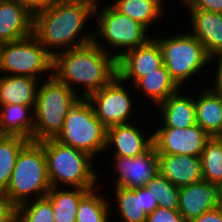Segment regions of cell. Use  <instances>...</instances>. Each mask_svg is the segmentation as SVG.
<instances>
[{
	"label": "cell",
	"instance_id": "6da1fadb",
	"mask_svg": "<svg viewBox=\"0 0 222 222\" xmlns=\"http://www.w3.org/2000/svg\"><path fill=\"white\" fill-rule=\"evenodd\" d=\"M96 3L97 0H64L46 4L33 17V35L52 56L93 42L94 31H82L87 20L95 16Z\"/></svg>",
	"mask_w": 222,
	"mask_h": 222
},
{
	"label": "cell",
	"instance_id": "7a4b0ae2",
	"mask_svg": "<svg viewBox=\"0 0 222 222\" xmlns=\"http://www.w3.org/2000/svg\"><path fill=\"white\" fill-rule=\"evenodd\" d=\"M52 75L80 98L87 99L117 76V60L93 41L56 53L53 56ZM81 85L82 94L76 91Z\"/></svg>",
	"mask_w": 222,
	"mask_h": 222
},
{
	"label": "cell",
	"instance_id": "3957f363",
	"mask_svg": "<svg viewBox=\"0 0 222 222\" xmlns=\"http://www.w3.org/2000/svg\"><path fill=\"white\" fill-rule=\"evenodd\" d=\"M43 149L51 187L61 188L64 185L67 188L82 189L97 187L99 172L93 168L91 161L95 159L92 156L62 144L55 138L43 140Z\"/></svg>",
	"mask_w": 222,
	"mask_h": 222
},
{
	"label": "cell",
	"instance_id": "277c9868",
	"mask_svg": "<svg viewBox=\"0 0 222 222\" xmlns=\"http://www.w3.org/2000/svg\"><path fill=\"white\" fill-rule=\"evenodd\" d=\"M50 188L43 141H29L19 152L10 182L2 194L17 207L31 196L32 200L45 197Z\"/></svg>",
	"mask_w": 222,
	"mask_h": 222
},
{
	"label": "cell",
	"instance_id": "5b68a950",
	"mask_svg": "<svg viewBox=\"0 0 222 222\" xmlns=\"http://www.w3.org/2000/svg\"><path fill=\"white\" fill-rule=\"evenodd\" d=\"M40 83L34 108V142L56 138L63 128L68 111L80 99L53 75Z\"/></svg>",
	"mask_w": 222,
	"mask_h": 222
},
{
	"label": "cell",
	"instance_id": "8992f818",
	"mask_svg": "<svg viewBox=\"0 0 222 222\" xmlns=\"http://www.w3.org/2000/svg\"><path fill=\"white\" fill-rule=\"evenodd\" d=\"M182 32L162 38L152 36L161 48L169 75L181 89L188 83L186 81L199 75L198 72H205L202 70L212 63L202 43L188 31Z\"/></svg>",
	"mask_w": 222,
	"mask_h": 222
},
{
	"label": "cell",
	"instance_id": "52a82bcc",
	"mask_svg": "<svg viewBox=\"0 0 222 222\" xmlns=\"http://www.w3.org/2000/svg\"><path fill=\"white\" fill-rule=\"evenodd\" d=\"M98 1L94 8V15L97 16L96 22L98 24L96 26L97 31H94V42L116 60L127 51L144 45L152 38L150 34H147L150 31L143 25L128 16L120 14L110 4L98 9L100 8ZM99 39L108 44L107 49L103 46L104 42Z\"/></svg>",
	"mask_w": 222,
	"mask_h": 222
},
{
	"label": "cell",
	"instance_id": "ba28073f",
	"mask_svg": "<svg viewBox=\"0 0 222 222\" xmlns=\"http://www.w3.org/2000/svg\"><path fill=\"white\" fill-rule=\"evenodd\" d=\"M107 128L99 121L92 104L80 98L68 111L63 128L55 138L95 159L105 153Z\"/></svg>",
	"mask_w": 222,
	"mask_h": 222
},
{
	"label": "cell",
	"instance_id": "9c48e42d",
	"mask_svg": "<svg viewBox=\"0 0 222 222\" xmlns=\"http://www.w3.org/2000/svg\"><path fill=\"white\" fill-rule=\"evenodd\" d=\"M52 64L53 56L33 34L0 44V71L6 73L4 75L41 79V74L47 73L51 77Z\"/></svg>",
	"mask_w": 222,
	"mask_h": 222
},
{
	"label": "cell",
	"instance_id": "30bf717a",
	"mask_svg": "<svg viewBox=\"0 0 222 222\" xmlns=\"http://www.w3.org/2000/svg\"><path fill=\"white\" fill-rule=\"evenodd\" d=\"M126 83L116 76L109 84L91 94L87 100L92 104L99 121L106 127L132 123L133 100ZM129 92V93H128Z\"/></svg>",
	"mask_w": 222,
	"mask_h": 222
},
{
	"label": "cell",
	"instance_id": "8fae6325",
	"mask_svg": "<svg viewBox=\"0 0 222 222\" xmlns=\"http://www.w3.org/2000/svg\"><path fill=\"white\" fill-rule=\"evenodd\" d=\"M153 132L157 154L191 155L200 157L211 137L197 124L188 128L159 127Z\"/></svg>",
	"mask_w": 222,
	"mask_h": 222
},
{
	"label": "cell",
	"instance_id": "7c38bea8",
	"mask_svg": "<svg viewBox=\"0 0 222 222\" xmlns=\"http://www.w3.org/2000/svg\"><path fill=\"white\" fill-rule=\"evenodd\" d=\"M114 187L139 188L159 173L158 154L154 146L136 157L113 156Z\"/></svg>",
	"mask_w": 222,
	"mask_h": 222
},
{
	"label": "cell",
	"instance_id": "4fadbf2b",
	"mask_svg": "<svg viewBox=\"0 0 222 222\" xmlns=\"http://www.w3.org/2000/svg\"><path fill=\"white\" fill-rule=\"evenodd\" d=\"M163 64L161 48L152 37L144 45L127 51L117 59V76L126 84L128 81H133V84Z\"/></svg>",
	"mask_w": 222,
	"mask_h": 222
},
{
	"label": "cell",
	"instance_id": "5bb4252c",
	"mask_svg": "<svg viewBox=\"0 0 222 222\" xmlns=\"http://www.w3.org/2000/svg\"><path fill=\"white\" fill-rule=\"evenodd\" d=\"M133 123L108 127L105 151L112 146L115 148L113 156L120 157H136L147 152L153 146V133L144 135V131Z\"/></svg>",
	"mask_w": 222,
	"mask_h": 222
},
{
	"label": "cell",
	"instance_id": "9a60e30c",
	"mask_svg": "<svg viewBox=\"0 0 222 222\" xmlns=\"http://www.w3.org/2000/svg\"><path fill=\"white\" fill-rule=\"evenodd\" d=\"M217 185L205 180L179 189L178 212L187 220L219 206Z\"/></svg>",
	"mask_w": 222,
	"mask_h": 222
},
{
	"label": "cell",
	"instance_id": "2e32d148",
	"mask_svg": "<svg viewBox=\"0 0 222 222\" xmlns=\"http://www.w3.org/2000/svg\"><path fill=\"white\" fill-rule=\"evenodd\" d=\"M158 165L159 173L178 188L203 180L198 156L158 154Z\"/></svg>",
	"mask_w": 222,
	"mask_h": 222
},
{
	"label": "cell",
	"instance_id": "e0dca14e",
	"mask_svg": "<svg viewBox=\"0 0 222 222\" xmlns=\"http://www.w3.org/2000/svg\"><path fill=\"white\" fill-rule=\"evenodd\" d=\"M34 15L11 0L0 2V44L17 41L33 34Z\"/></svg>",
	"mask_w": 222,
	"mask_h": 222
},
{
	"label": "cell",
	"instance_id": "ac0fdd59",
	"mask_svg": "<svg viewBox=\"0 0 222 222\" xmlns=\"http://www.w3.org/2000/svg\"><path fill=\"white\" fill-rule=\"evenodd\" d=\"M187 11L192 25L188 32L202 43L207 55L211 58L222 51V13L201 9Z\"/></svg>",
	"mask_w": 222,
	"mask_h": 222
},
{
	"label": "cell",
	"instance_id": "d6986e66",
	"mask_svg": "<svg viewBox=\"0 0 222 222\" xmlns=\"http://www.w3.org/2000/svg\"><path fill=\"white\" fill-rule=\"evenodd\" d=\"M181 92V89L157 105L160 110L162 126L188 128L196 124L194 95Z\"/></svg>",
	"mask_w": 222,
	"mask_h": 222
},
{
	"label": "cell",
	"instance_id": "ffe728a7",
	"mask_svg": "<svg viewBox=\"0 0 222 222\" xmlns=\"http://www.w3.org/2000/svg\"><path fill=\"white\" fill-rule=\"evenodd\" d=\"M40 81L42 80L29 76H11L0 73V105L35 106Z\"/></svg>",
	"mask_w": 222,
	"mask_h": 222
},
{
	"label": "cell",
	"instance_id": "44dd1931",
	"mask_svg": "<svg viewBox=\"0 0 222 222\" xmlns=\"http://www.w3.org/2000/svg\"><path fill=\"white\" fill-rule=\"evenodd\" d=\"M200 94L194 98L196 124L211 138L217 137L222 133V96L209 88Z\"/></svg>",
	"mask_w": 222,
	"mask_h": 222
},
{
	"label": "cell",
	"instance_id": "7402d4cb",
	"mask_svg": "<svg viewBox=\"0 0 222 222\" xmlns=\"http://www.w3.org/2000/svg\"><path fill=\"white\" fill-rule=\"evenodd\" d=\"M34 108L21 104L0 105V121L7 135L24 137L33 141Z\"/></svg>",
	"mask_w": 222,
	"mask_h": 222
},
{
	"label": "cell",
	"instance_id": "603a6c76",
	"mask_svg": "<svg viewBox=\"0 0 222 222\" xmlns=\"http://www.w3.org/2000/svg\"><path fill=\"white\" fill-rule=\"evenodd\" d=\"M133 87L134 91L142 90L146 97L154 103V107L181 89L169 75L164 64L138 79Z\"/></svg>",
	"mask_w": 222,
	"mask_h": 222
},
{
	"label": "cell",
	"instance_id": "cb8c5ba5",
	"mask_svg": "<svg viewBox=\"0 0 222 222\" xmlns=\"http://www.w3.org/2000/svg\"><path fill=\"white\" fill-rule=\"evenodd\" d=\"M111 6L120 14L139 22L147 30L151 24L164 18L165 7L161 0H114Z\"/></svg>",
	"mask_w": 222,
	"mask_h": 222
},
{
	"label": "cell",
	"instance_id": "d4e9b609",
	"mask_svg": "<svg viewBox=\"0 0 222 222\" xmlns=\"http://www.w3.org/2000/svg\"><path fill=\"white\" fill-rule=\"evenodd\" d=\"M90 190L51 187L45 197L51 202L55 222H76L79 202Z\"/></svg>",
	"mask_w": 222,
	"mask_h": 222
},
{
	"label": "cell",
	"instance_id": "484cf974",
	"mask_svg": "<svg viewBox=\"0 0 222 222\" xmlns=\"http://www.w3.org/2000/svg\"><path fill=\"white\" fill-rule=\"evenodd\" d=\"M116 209L121 222H146L148 214L143 210L142 187H115Z\"/></svg>",
	"mask_w": 222,
	"mask_h": 222
},
{
	"label": "cell",
	"instance_id": "4316f807",
	"mask_svg": "<svg viewBox=\"0 0 222 222\" xmlns=\"http://www.w3.org/2000/svg\"><path fill=\"white\" fill-rule=\"evenodd\" d=\"M96 187L90 190L79 202L76 222H110L113 200L102 196ZM106 197V198H105Z\"/></svg>",
	"mask_w": 222,
	"mask_h": 222
},
{
	"label": "cell",
	"instance_id": "83f0119b",
	"mask_svg": "<svg viewBox=\"0 0 222 222\" xmlns=\"http://www.w3.org/2000/svg\"><path fill=\"white\" fill-rule=\"evenodd\" d=\"M30 140L7 135L0 140V193H3L11 179L17 156Z\"/></svg>",
	"mask_w": 222,
	"mask_h": 222
},
{
	"label": "cell",
	"instance_id": "f1b7e54d",
	"mask_svg": "<svg viewBox=\"0 0 222 222\" xmlns=\"http://www.w3.org/2000/svg\"><path fill=\"white\" fill-rule=\"evenodd\" d=\"M200 160L203 180L217 185L222 179V144L216 137L206 143Z\"/></svg>",
	"mask_w": 222,
	"mask_h": 222
},
{
	"label": "cell",
	"instance_id": "f546056e",
	"mask_svg": "<svg viewBox=\"0 0 222 222\" xmlns=\"http://www.w3.org/2000/svg\"><path fill=\"white\" fill-rule=\"evenodd\" d=\"M144 188L155 198L158 207L170 210H178L179 189L173 185L167 178L158 173L150 179Z\"/></svg>",
	"mask_w": 222,
	"mask_h": 222
},
{
	"label": "cell",
	"instance_id": "4dcf8cb0",
	"mask_svg": "<svg viewBox=\"0 0 222 222\" xmlns=\"http://www.w3.org/2000/svg\"><path fill=\"white\" fill-rule=\"evenodd\" d=\"M16 222H55L51 202L42 197L18 205Z\"/></svg>",
	"mask_w": 222,
	"mask_h": 222
},
{
	"label": "cell",
	"instance_id": "1f68e13d",
	"mask_svg": "<svg viewBox=\"0 0 222 222\" xmlns=\"http://www.w3.org/2000/svg\"><path fill=\"white\" fill-rule=\"evenodd\" d=\"M146 222H188L178 210L157 207L152 213L148 214Z\"/></svg>",
	"mask_w": 222,
	"mask_h": 222
},
{
	"label": "cell",
	"instance_id": "d6a6232c",
	"mask_svg": "<svg viewBox=\"0 0 222 222\" xmlns=\"http://www.w3.org/2000/svg\"><path fill=\"white\" fill-rule=\"evenodd\" d=\"M17 207L0 193V222H16Z\"/></svg>",
	"mask_w": 222,
	"mask_h": 222
},
{
	"label": "cell",
	"instance_id": "836d02e7",
	"mask_svg": "<svg viewBox=\"0 0 222 222\" xmlns=\"http://www.w3.org/2000/svg\"><path fill=\"white\" fill-rule=\"evenodd\" d=\"M186 8L222 13V0H192Z\"/></svg>",
	"mask_w": 222,
	"mask_h": 222
},
{
	"label": "cell",
	"instance_id": "e575fe53",
	"mask_svg": "<svg viewBox=\"0 0 222 222\" xmlns=\"http://www.w3.org/2000/svg\"><path fill=\"white\" fill-rule=\"evenodd\" d=\"M218 58V59H217ZM217 59L216 71H215V86L211 88L216 94L222 96V51L216 53L214 56L210 58V61H214Z\"/></svg>",
	"mask_w": 222,
	"mask_h": 222
},
{
	"label": "cell",
	"instance_id": "d590c367",
	"mask_svg": "<svg viewBox=\"0 0 222 222\" xmlns=\"http://www.w3.org/2000/svg\"><path fill=\"white\" fill-rule=\"evenodd\" d=\"M188 222H222V211L217 207L203 213L199 217L189 220Z\"/></svg>",
	"mask_w": 222,
	"mask_h": 222
},
{
	"label": "cell",
	"instance_id": "8d00e7d4",
	"mask_svg": "<svg viewBox=\"0 0 222 222\" xmlns=\"http://www.w3.org/2000/svg\"><path fill=\"white\" fill-rule=\"evenodd\" d=\"M18 5L24 6L33 15L39 12L46 4L42 0H11Z\"/></svg>",
	"mask_w": 222,
	"mask_h": 222
},
{
	"label": "cell",
	"instance_id": "74e56055",
	"mask_svg": "<svg viewBox=\"0 0 222 222\" xmlns=\"http://www.w3.org/2000/svg\"><path fill=\"white\" fill-rule=\"evenodd\" d=\"M142 202H143V210L147 214L152 213L158 207L155 198H153L151 194L144 187H142Z\"/></svg>",
	"mask_w": 222,
	"mask_h": 222
},
{
	"label": "cell",
	"instance_id": "f35d334b",
	"mask_svg": "<svg viewBox=\"0 0 222 222\" xmlns=\"http://www.w3.org/2000/svg\"><path fill=\"white\" fill-rule=\"evenodd\" d=\"M217 189L220 197L222 196V179L217 184Z\"/></svg>",
	"mask_w": 222,
	"mask_h": 222
},
{
	"label": "cell",
	"instance_id": "ab89813d",
	"mask_svg": "<svg viewBox=\"0 0 222 222\" xmlns=\"http://www.w3.org/2000/svg\"><path fill=\"white\" fill-rule=\"evenodd\" d=\"M162 1V4L163 6L165 5L163 2L165 0H161ZM192 0H181V2H183V6L187 7L190 3H191Z\"/></svg>",
	"mask_w": 222,
	"mask_h": 222
},
{
	"label": "cell",
	"instance_id": "60d3db41",
	"mask_svg": "<svg viewBox=\"0 0 222 222\" xmlns=\"http://www.w3.org/2000/svg\"><path fill=\"white\" fill-rule=\"evenodd\" d=\"M7 134L3 131L0 121V140H2Z\"/></svg>",
	"mask_w": 222,
	"mask_h": 222
},
{
	"label": "cell",
	"instance_id": "b9f144b4",
	"mask_svg": "<svg viewBox=\"0 0 222 222\" xmlns=\"http://www.w3.org/2000/svg\"><path fill=\"white\" fill-rule=\"evenodd\" d=\"M45 4L58 2V1H64V0H42Z\"/></svg>",
	"mask_w": 222,
	"mask_h": 222
},
{
	"label": "cell",
	"instance_id": "7bdbcfd3",
	"mask_svg": "<svg viewBox=\"0 0 222 222\" xmlns=\"http://www.w3.org/2000/svg\"><path fill=\"white\" fill-rule=\"evenodd\" d=\"M221 211H222V196L219 198V206H218Z\"/></svg>",
	"mask_w": 222,
	"mask_h": 222
},
{
	"label": "cell",
	"instance_id": "ee69618b",
	"mask_svg": "<svg viewBox=\"0 0 222 222\" xmlns=\"http://www.w3.org/2000/svg\"><path fill=\"white\" fill-rule=\"evenodd\" d=\"M216 138H217V139L220 141V143L222 144V133H221L220 135H218Z\"/></svg>",
	"mask_w": 222,
	"mask_h": 222
}]
</instances>
